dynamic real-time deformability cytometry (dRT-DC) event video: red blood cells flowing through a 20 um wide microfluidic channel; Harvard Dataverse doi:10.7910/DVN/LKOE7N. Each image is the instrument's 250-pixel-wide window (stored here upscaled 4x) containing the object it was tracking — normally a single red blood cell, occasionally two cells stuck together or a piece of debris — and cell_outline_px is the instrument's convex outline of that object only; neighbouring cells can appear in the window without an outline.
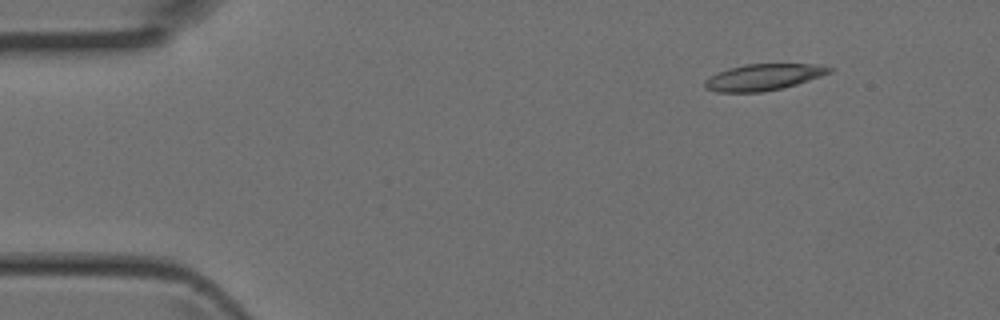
{"species": "Egyptian fruit bat (a non-hibernating species)", "species_latin": "Rousettus aegyptiacus", "temperature_condition": "room temperature", "stored_images_in_passage": 3, "camera_frame_rate_fps": 3000, "um_per_image_px": 0.085, "animal": {"sex": "female"}, "frame": {"image": 1, "passage_image": 1, "time_ms": 0.0, "image_size_px": [1000, 320], "cell_outline_px": [[832, 72], [784, 88], [760, 92], [716, 92], [704, 88], [704, 80], [728, 68], [744, 64], [812, 64], [832, 68]], "centroid_in_image_um": [64.85, 6.56], "position_along_channel_um": 20.1, "area_um2": 18.96}}
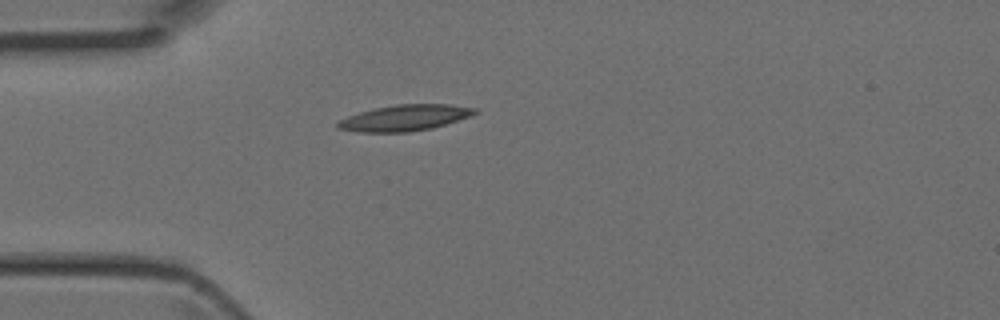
{"frame": {"image": 2, "passage_image": 3, "time_ms": 0.667, "image_size_px": [1000, 320], "cell_outline_px": [[480, 112], [432, 128], [408, 132], [360, 132], [336, 128], [336, 124], [340, 120], [348, 116], [360, 112], [376, 108], [396, 104], [448, 104], [476, 108]], "centroid_in_image_um": [34.39, 10.01], "position_along_channel_um": 50.6, "area_um2": 20.52}}